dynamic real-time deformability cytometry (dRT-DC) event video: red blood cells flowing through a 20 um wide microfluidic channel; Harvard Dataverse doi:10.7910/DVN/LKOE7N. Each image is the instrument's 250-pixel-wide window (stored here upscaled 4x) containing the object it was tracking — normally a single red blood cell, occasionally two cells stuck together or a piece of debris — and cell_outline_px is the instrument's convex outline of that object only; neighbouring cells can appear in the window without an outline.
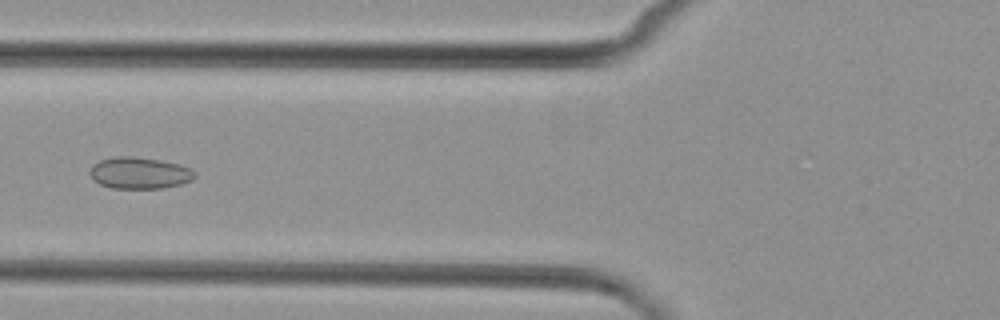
{"species": "common noctule bat (a hibernating species)", "species_latin": "Nyctalus noctula", "temperature_condition": "cold", "stored_images_in_passage": 6, "camera_frame_rate_fps": 3000, "um_per_image_px": 0.085, "animal": {"sex": "female", "body_mass_g": 29.2, "forearm_length_mm": 56.3}, "frame": {"image": 1, "passage_image": 6, "time_ms": 7.0, "image_size_px": [1000, 320], "cell_outline_px": [[196, 176], [192, 180], [180, 184], [164, 188], [112, 188], [100, 184], [92, 180], [88, 172], [92, 164], [100, 160], [112, 156], [132, 156], [160, 160], [180, 164], [192, 168], [196, 172]], "centroid_in_image_um": [11.84, 14.69], "position_along_channel_um": 114.0, "area_um2": 19.65}}